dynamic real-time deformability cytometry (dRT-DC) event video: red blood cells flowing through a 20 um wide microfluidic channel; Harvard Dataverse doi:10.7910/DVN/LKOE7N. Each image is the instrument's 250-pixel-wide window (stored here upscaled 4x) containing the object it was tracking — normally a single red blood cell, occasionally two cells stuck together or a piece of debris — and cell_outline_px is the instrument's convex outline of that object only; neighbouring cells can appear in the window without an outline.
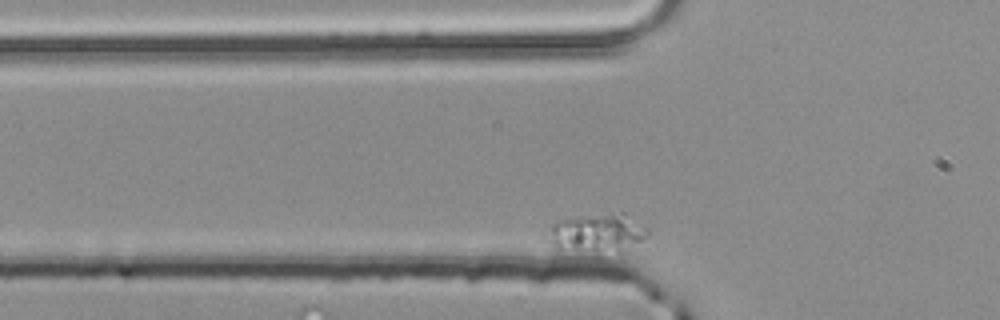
{"species": "common noctule bat (a hibernating species)", "species_latin": "Nyctalus noctula", "temperature_condition": "room temperature", "stored_images_in_passage": 34, "camera_frame_rate_fps": 3000, "um_per_image_px": 0.085, "animal": {"sex": "male", "body_mass_g": 20.4}, "frame": {"image": 1, "passage_image": 5, "time_ms": 1.333, "image_size_px": [1000, 320], "cell_outline_px": [[648, 232], [640, 240], [596, 256], [556, 248], [548, 244], [540, 236], [556, 220], [576, 216], [620, 212], [624, 212], [648, 228]], "centroid_in_image_um": [50.54, 19.8], "position_along_channel_um": 75.3, "area_um2": 23.24}}
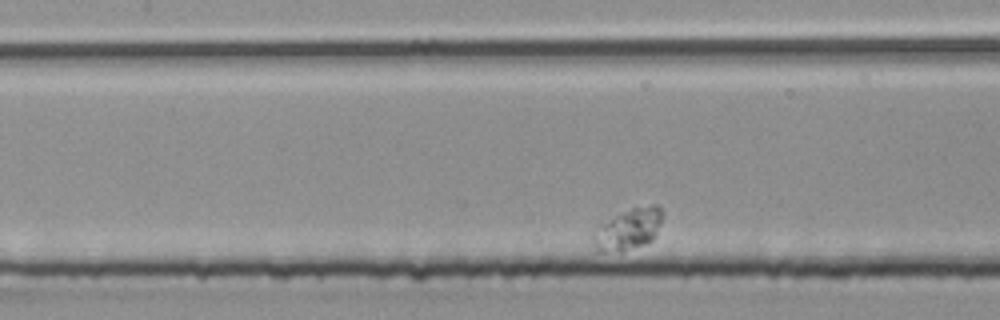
{"frame": {"image": 2, "passage_image": 13, "time_ms": 4.0, "image_size_px": [1000, 320], "cell_outline_px": [[664, 212], [660, 224], [652, 240], [644, 244], [620, 252], [596, 252], [592, 240], [592, 228], [632, 208], [652, 204], [656, 204]], "centroid_in_image_um": [53.36, 19.5], "position_along_channel_um": 154.0, "area_um2": 16.82}}
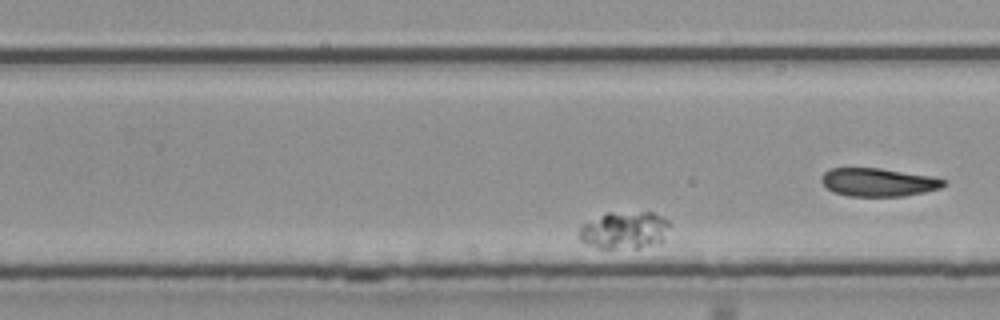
{"frame": {"image": 3, "passage_image": 25, "time_ms": 8.0, "image_size_px": [1000, 320], "cell_outline_px": [[672, 224], [660, 244], [636, 248], [600, 248], [588, 244], [580, 240], [580, 228], [584, 224], [608, 212], [652, 212], [668, 220]], "centroid_in_image_um": [53.14, 19.57], "position_along_channel_um": 276.7, "area_um2": 19.65}}